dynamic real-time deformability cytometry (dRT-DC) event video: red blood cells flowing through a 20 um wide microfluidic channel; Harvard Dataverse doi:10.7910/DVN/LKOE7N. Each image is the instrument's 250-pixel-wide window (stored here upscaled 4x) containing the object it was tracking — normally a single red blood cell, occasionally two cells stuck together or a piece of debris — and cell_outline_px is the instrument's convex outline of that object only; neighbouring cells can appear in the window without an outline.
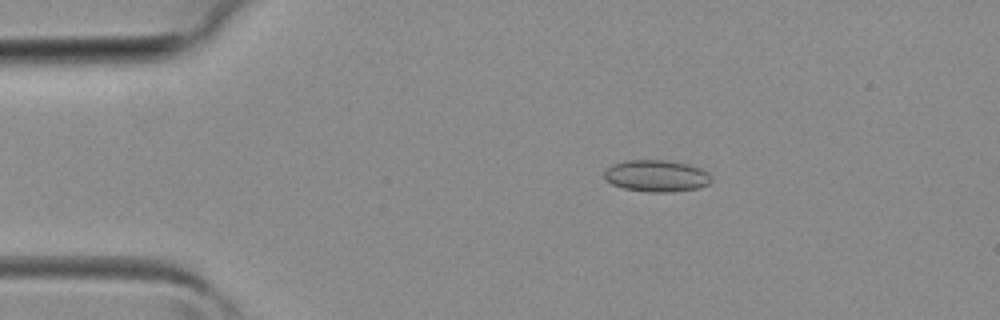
{"species": "common noctule bat (a hibernating species)", "species_latin": "Nyctalus noctula", "temperature_condition": "room temperature", "stored_images_in_passage": 40, "camera_frame_rate_fps": 3000, "um_per_image_px": 0.085, "animal": {"sex": "female", "body_mass_g": 19.3, "forearm_length_mm": 54.1}, "frame": {"image": 1, "passage_image": 7, "time_ms": 2.0, "image_size_px": [1000, 320], "cell_outline_px": [[712, 180], [708, 184], [700, 188], [672, 192], [648, 192], [624, 188], [612, 184], [604, 176], [604, 172], [612, 164], [624, 160], [664, 160], [688, 164], [700, 168], [708, 172], [712, 176]], "centroid_in_image_um": [55.83, 14.95], "position_along_channel_um": 29.2, "area_um2": 19.88}}
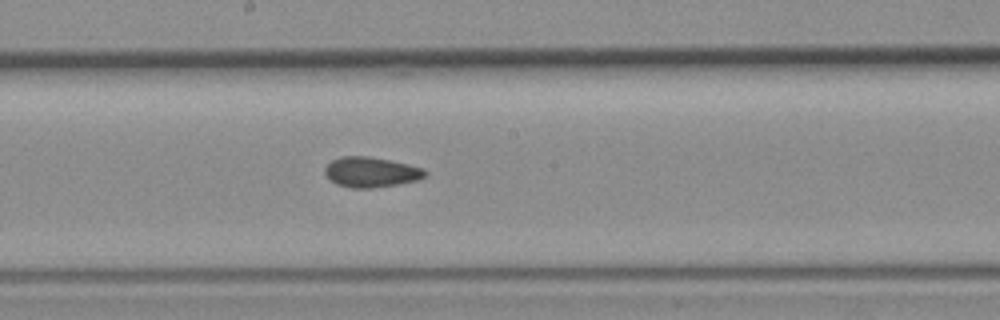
{"frame": {"image": 2, "passage_image": 21, "time_ms": 6.667, "image_size_px": [1000, 320], "cell_outline_px": [[428, 172], [424, 176], [416, 180], [396, 184], [372, 188], [352, 188], [336, 184], [324, 172], [324, 168], [332, 160], [340, 156], [368, 156], [408, 164], [424, 168]], "centroid_in_image_um": [31.52, 14.62], "position_along_channel_um": 216.7, "area_um2": 17.46}}
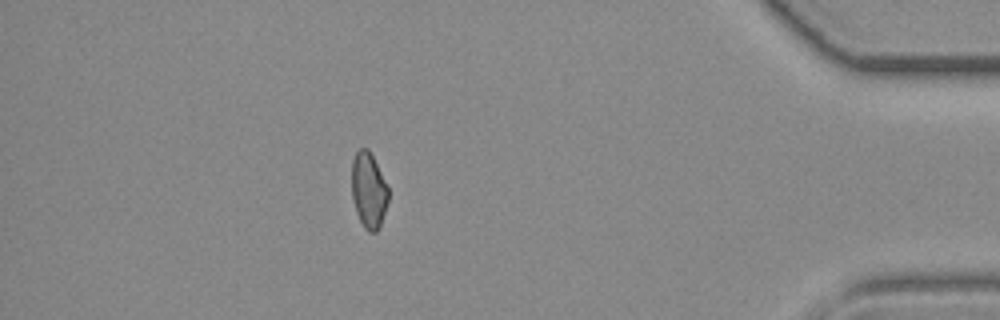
{"frame": {"image": 3, "passage_image": 35, "time_ms": 11.333, "image_size_px": [1000, 320], "cell_outline_px": [[388, 200], [380, 224], [376, 232], [368, 232], [364, 228], [356, 212], [352, 196], [352, 160], [356, 152], [360, 148], [368, 148], [388, 188]], "centroid_in_image_um": [31.31, 16.18], "position_along_channel_um": 403.9, "area_um2": 15.84}}